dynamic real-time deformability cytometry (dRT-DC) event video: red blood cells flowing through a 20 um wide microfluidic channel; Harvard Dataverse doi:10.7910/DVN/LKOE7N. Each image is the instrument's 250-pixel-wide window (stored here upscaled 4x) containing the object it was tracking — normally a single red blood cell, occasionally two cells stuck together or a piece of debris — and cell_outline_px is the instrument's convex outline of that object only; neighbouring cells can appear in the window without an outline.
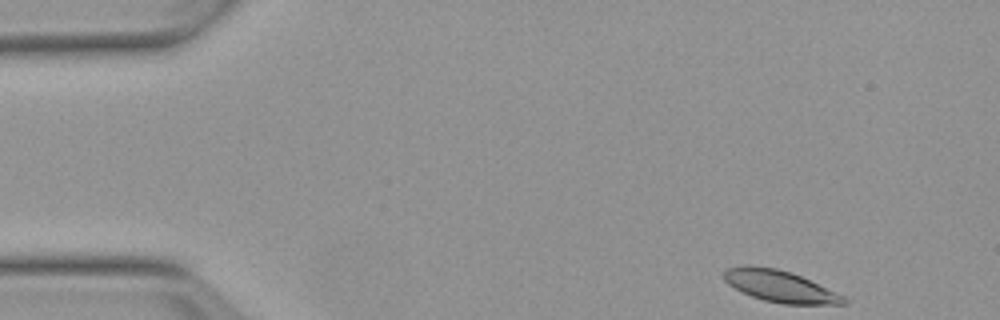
{"species": "Egyptian fruit bat (a non-hibernating species)", "species_latin": "Rousettus aegyptiacus", "temperature_condition": "warm", "stored_images_in_passage": 41, "camera_frame_rate_fps": 3000, "um_per_image_px": 0.085, "animal": {"sex": "female"}, "frame": {"image": 1, "passage_image": 1, "time_ms": 0.0, "image_size_px": [1000, 320], "cell_outline_px": [[848, 304], [784, 304], [764, 300], [752, 296], [728, 284], [724, 280], [724, 268], [776, 268], [792, 272], [844, 296], [848, 300]], "centroid_in_image_um": [66.37, 24.37], "position_along_channel_um": 18.6, "area_um2": 21.27}}
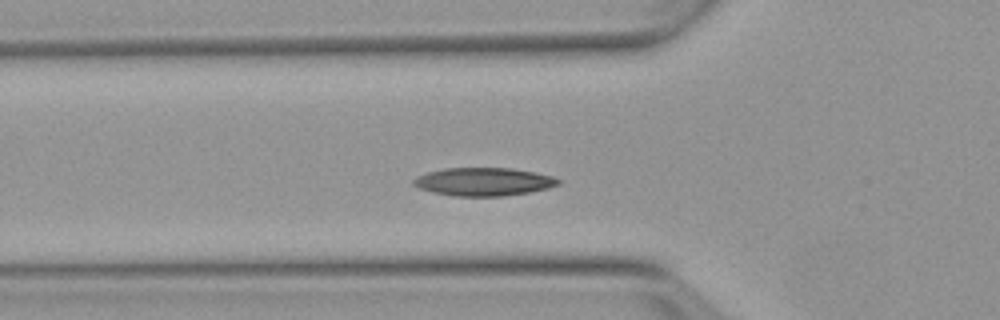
{"frame": {"image": 2, "passage_image": 14, "time_ms": 4.333, "image_size_px": [1000, 320], "cell_outline_px": [[560, 184], [548, 188], [528, 192], [504, 196], [452, 196], [432, 192], [420, 188], [412, 184], [412, 180], [416, 176], [428, 172], [444, 168], [512, 168], [536, 172], [552, 176], [560, 180]], "centroid_in_image_um": [41.09, 15.44], "position_along_channel_um": 84.7, "area_um2": 23.81}}
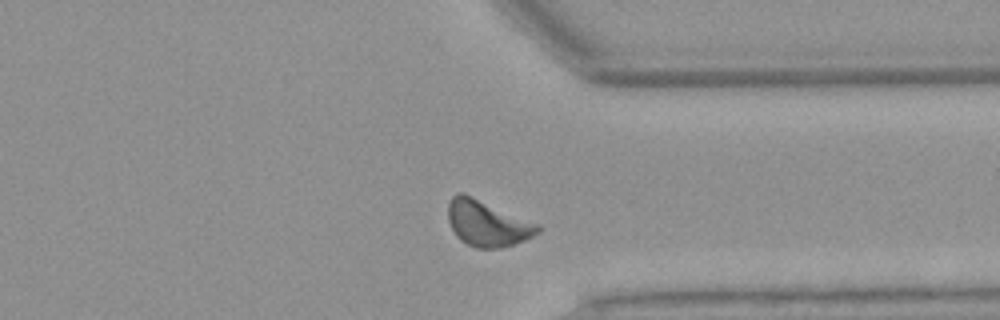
{"frame": {"image": 3, "passage_image": 37, "time_ms": 12.0, "image_size_px": [1000, 320], "cell_outline_px": [[540, 232], [524, 240], [500, 248], [476, 248], [460, 240], [456, 236], [448, 220], [448, 204], [452, 196], [456, 192], [464, 192], [540, 224]], "centroid_in_image_um": [41.41, 18.96], "position_along_channel_um": 370.0, "area_um2": 24.16}, "authors_computed_cell_mechanics": {"area_um2": 22.542, "velocity_mm_per_s": 3.7499, "shape_relaxation_time_tau1_ms": 2.6761, "shape_relaxation_time_tau2_ms": 2.8515, "deformation_change_tau1": 0.1057, "deformation_change_tau2": 0.072}}